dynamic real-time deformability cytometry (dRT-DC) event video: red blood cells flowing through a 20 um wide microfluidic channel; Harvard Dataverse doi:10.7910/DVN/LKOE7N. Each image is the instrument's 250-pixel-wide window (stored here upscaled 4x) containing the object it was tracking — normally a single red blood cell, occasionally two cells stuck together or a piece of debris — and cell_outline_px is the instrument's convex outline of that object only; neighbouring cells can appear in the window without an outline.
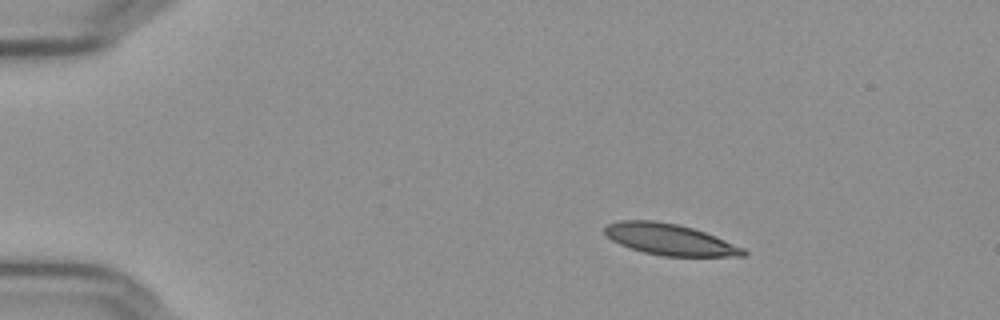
{"species": "Egyptian fruit bat (a non-hibernating species)", "species_latin": "Rousettus aegyptiacus", "temperature_condition": "cold", "stored_images_in_passage": 48, "camera_frame_rate_fps": 3000, "um_per_image_px": 0.085, "frame": {"image": 1, "passage_image": 1, "time_ms": 0.0, "image_size_px": [1000, 320], "cell_outline_px": [[748, 252], [744, 256], [664, 256], [644, 252], [620, 244], [612, 240], [604, 232], [604, 228], [608, 224], [620, 220], [656, 220], [676, 224], [692, 228], [716, 236], [744, 248]], "centroid_in_image_um": [56.94, 20.35], "position_along_channel_um": 28.1, "area_um2": 25.03}}
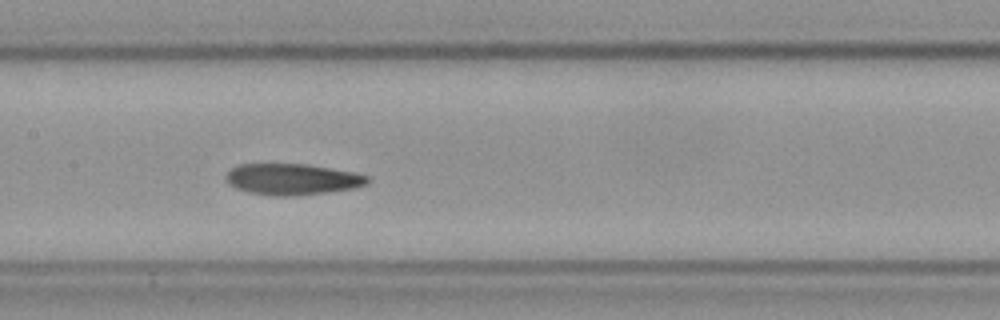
{"frame": {"image": 2, "passage_image": 20, "time_ms": 6.333, "image_size_px": [1000, 320], "cell_outline_px": [[372, 180], [368, 184], [356, 188], [328, 192], [296, 196], [272, 196], [248, 192], [236, 188], [228, 184], [228, 172], [232, 168], [240, 164], [308, 164], [352, 172], [368, 176]], "centroid_in_image_um": [24.89, 15.25], "position_along_channel_um": 182.5, "area_um2": 25.78}}
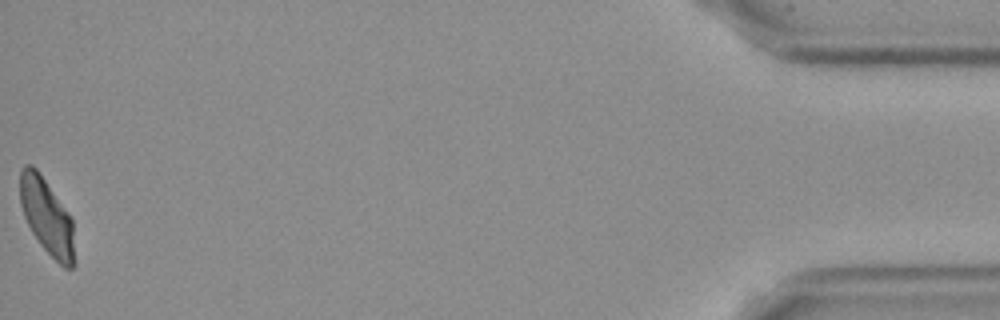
{"frame": {"image": 3, "passage_image": 48, "time_ms": 15.667, "image_size_px": [1000, 320], "cell_outline_px": [[76, 264], [72, 268], [64, 268], [40, 244], [32, 232], [24, 216], [20, 204], [20, 168], [24, 164], [32, 164], [40, 172], [72, 216]], "centroid_in_image_um": [4.01, 18.39], "position_along_channel_um": 431.2, "area_um2": 24.57}, "authors_computed_cell_mechanics": {"area_um2": 25.7499, "velocity_mm_per_s": 3.6245, "shape_relaxation_time_tau1_ms": null, "shape_relaxation_time_tau2_ms": 3.6521, "deformation_change_tau1": null, "deformation_change_tau2": 0.1029}}